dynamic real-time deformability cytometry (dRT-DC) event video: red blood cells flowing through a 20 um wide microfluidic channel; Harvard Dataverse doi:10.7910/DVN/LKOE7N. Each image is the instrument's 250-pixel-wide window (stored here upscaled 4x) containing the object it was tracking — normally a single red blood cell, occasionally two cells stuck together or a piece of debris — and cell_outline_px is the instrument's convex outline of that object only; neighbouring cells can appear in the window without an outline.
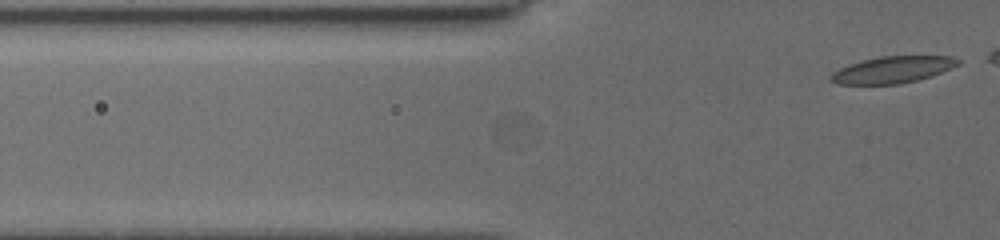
{"species": "common noctule bat (a hibernating species)", "species_latin": "Nyctalus noctula", "temperature_condition": "cold", "stored_images_in_passage": 4, "camera_frame_rate_fps": 3000, "um_per_image_px": 0.085, "animal": {"sex": "female", "body_mass_g": 19.5, "forearm_length_mm": 54.1}, "frame": {"image": 1, "passage_image": 4, "time_ms": 1.0, "image_size_px": [1000, 240], "cell_outline_px": [[960, 64], [952, 68], [916, 80], [900, 84], [836, 84], [828, 80], [832, 72], [840, 68], [864, 60], [880, 56], [952, 56], [960, 60]], "centroid_in_image_um": [75.86, 5.93], "position_along_channel_um": 49.9, "area_um2": 19.59}}